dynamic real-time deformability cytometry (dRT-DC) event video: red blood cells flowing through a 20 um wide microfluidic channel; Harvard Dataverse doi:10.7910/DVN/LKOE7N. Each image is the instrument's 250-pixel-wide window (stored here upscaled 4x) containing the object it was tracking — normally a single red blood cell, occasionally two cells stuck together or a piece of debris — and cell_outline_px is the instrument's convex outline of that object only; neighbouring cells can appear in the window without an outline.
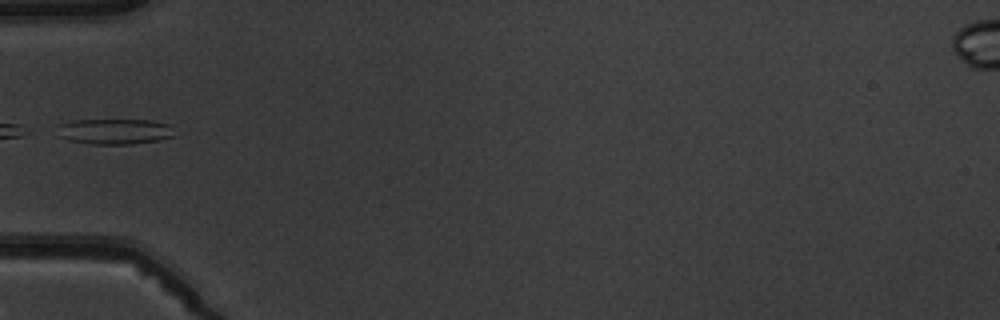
{"species": "common noctule bat (a hibernating species)", "species_latin": "Nyctalus noctula", "temperature_condition": "warm", "stored_images_in_passage": 6, "camera_frame_rate_fps": 3000, "um_per_image_px": 0.085, "animal": {"sex": "male", "body_mass_g": 19.5, "forearm_length_mm": 54.6}, "frame": {"image": 1, "passage_image": 5, "time_ms": 5.667, "image_size_px": [1000, 320], "cell_outline_px": [[172, 136], [160, 140], [132, 144], [92, 144], [68, 140], [56, 136], [56, 124], [72, 120], [152, 120], [168, 124]], "centroid_in_image_um": [9.61, 11.17], "position_along_channel_um": 75.4, "area_um2": 17.57}}
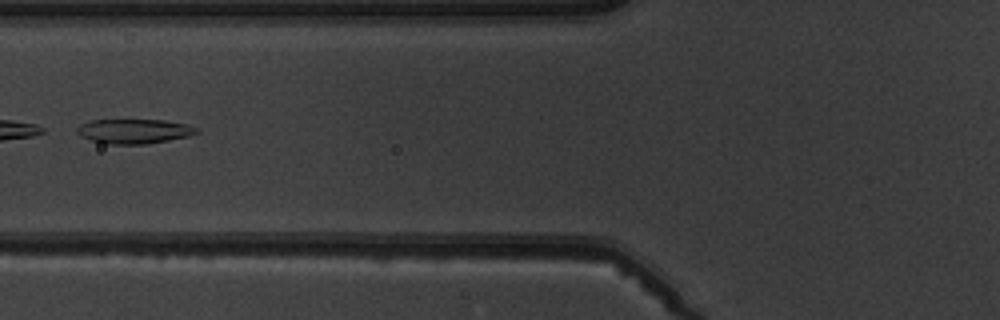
{"frame": {"image": 2, "passage_image": 6, "time_ms": 6.667, "image_size_px": [1000, 320], "cell_outline_px": [[200, 132], [188, 136], [168, 140], [144, 144], [108, 144], [92, 140], [80, 136], [76, 132], [76, 128], [80, 124], [88, 120], [164, 120], [188, 124], [200, 128]], "centroid_in_image_um": [11.41, 11.14], "position_along_channel_um": 114.4, "area_um2": 17.22}}